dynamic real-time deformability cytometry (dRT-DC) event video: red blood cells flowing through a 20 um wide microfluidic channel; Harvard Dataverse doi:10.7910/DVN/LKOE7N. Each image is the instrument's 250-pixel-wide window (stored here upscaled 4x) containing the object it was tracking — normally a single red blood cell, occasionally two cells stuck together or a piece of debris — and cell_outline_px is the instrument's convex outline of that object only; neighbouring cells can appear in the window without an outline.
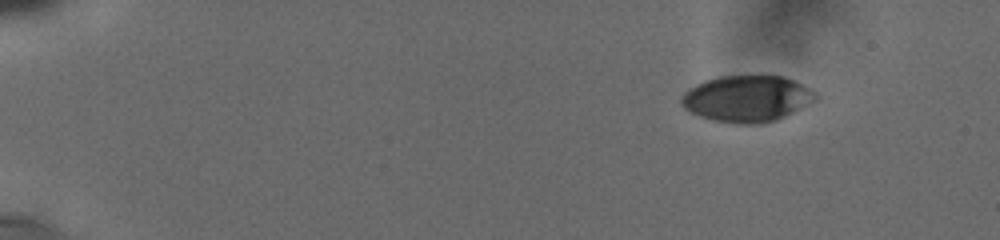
{"species": "human", "species_latin": "Homo sapiens", "temperature_condition": "cold", "stored_images_in_passage": 5, "camera_frame_rate_fps": 3000, "um_per_image_px": 0.085, "donor": {"sex": "male"}, "frame": {"image": 1, "passage_image": 1, "time_ms": 0.0, "image_size_px": [1000, 240], "cell_outline_px": [[820, 96], [816, 100], [776, 120], [764, 124], [736, 124], [712, 120], [700, 116], [684, 108], [680, 100], [680, 96], [688, 88], [704, 80], [716, 76], [760, 72], [784, 76], [816, 92]], "centroid_in_image_um": [63.48, 8.33], "position_along_channel_um": 21.5, "area_um2": 37.34}}